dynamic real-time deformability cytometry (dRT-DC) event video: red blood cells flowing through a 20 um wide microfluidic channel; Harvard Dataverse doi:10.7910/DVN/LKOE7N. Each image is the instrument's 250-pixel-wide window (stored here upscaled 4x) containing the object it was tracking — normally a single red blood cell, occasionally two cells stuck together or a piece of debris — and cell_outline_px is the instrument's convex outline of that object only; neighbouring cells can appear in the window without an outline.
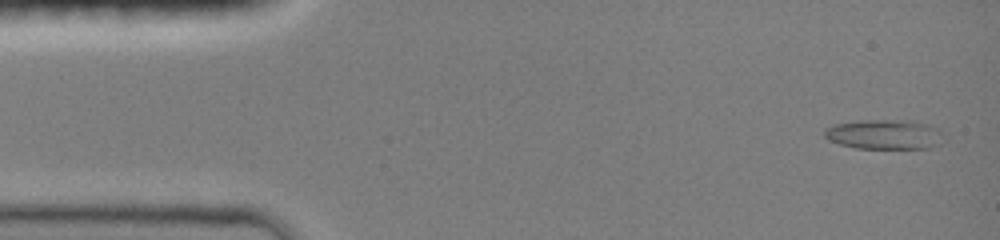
{"species": "common noctule bat (a hibernating species)", "species_latin": "Nyctalus noctula", "temperature_condition": "room temperature", "stored_images_in_passage": 37, "camera_frame_rate_fps": 3000, "um_per_image_px": 0.085, "animal": {"sex": "female", "body_mass_g": 19.0, "forearm_length_mm": 51.5}, "frame": {"image": 1, "passage_image": 3, "time_ms": 0.333, "image_size_px": [1000, 240], "cell_outline_px": [[940, 144], [932, 148], [856, 148], [840, 144], [828, 140], [824, 136], [824, 132], [828, 128], [836, 124], [860, 120], [912, 120], [928, 124], [936, 128], [940, 132]], "centroid_in_image_um": [75.17, 11.42], "position_along_channel_um": 9.8, "area_um2": 20.46}}
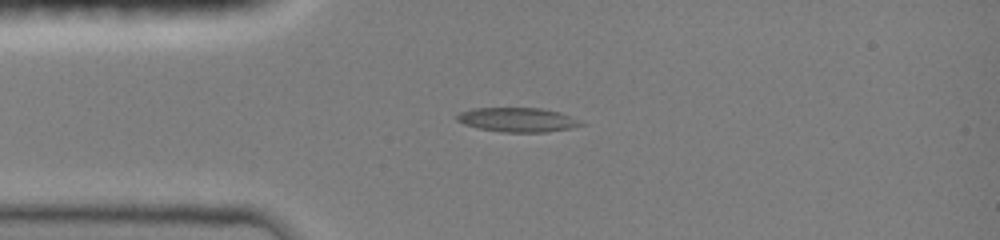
{"frame": {"image": 2, "passage_image": 28, "time_ms": 3.333, "image_size_px": [1000, 240], "cell_outline_px": [[584, 124], [572, 128], [544, 132], [504, 132], [480, 128], [464, 124], [456, 120], [456, 116], [460, 112], [472, 108], [540, 108], [560, 112], [580, 120]], "centroid_in_image_um": [44.0, 10.17], "position_along_channel_um": 41.0, "area_um2": 17.46}}